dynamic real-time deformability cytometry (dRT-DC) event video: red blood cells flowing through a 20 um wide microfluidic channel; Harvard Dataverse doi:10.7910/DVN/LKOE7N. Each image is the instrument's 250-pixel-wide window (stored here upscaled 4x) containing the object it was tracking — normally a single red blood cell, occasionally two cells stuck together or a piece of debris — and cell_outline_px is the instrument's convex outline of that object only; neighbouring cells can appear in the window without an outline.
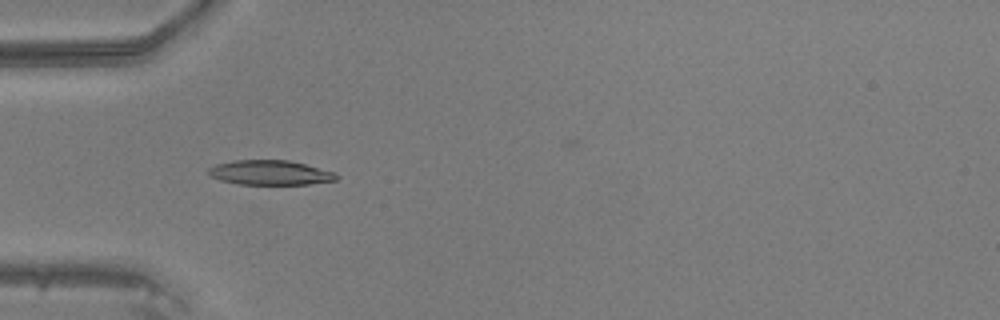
{"species": "common noctule bat (a hibernating species)", "species_latin": "Nyctalus noctula", "temperature_condition": "warm", "stored_images_in_passage": 23, "camera_frame_rate_fps": 3000, "um_per_image_px": 0.085, "animal": {"sex": "male", "body_mass_g": 20.5, "forearm_length_mm": 52.5}, "frame": {"image": 1, "passage_image": 1, "time_ms": 0.0, "image_size_px": [1000, 320], "cell_outline_px": [[336, 180], [308, 184], [236, 184], [220, 180], [208, 176], [208, 168], [216, 164], [236, 160], [288, 160], [336, 172]], "centroid_in_image_um": [22.91, 14.67], "position_along_channel_um": 62.1, "area_um2": 18.32}}
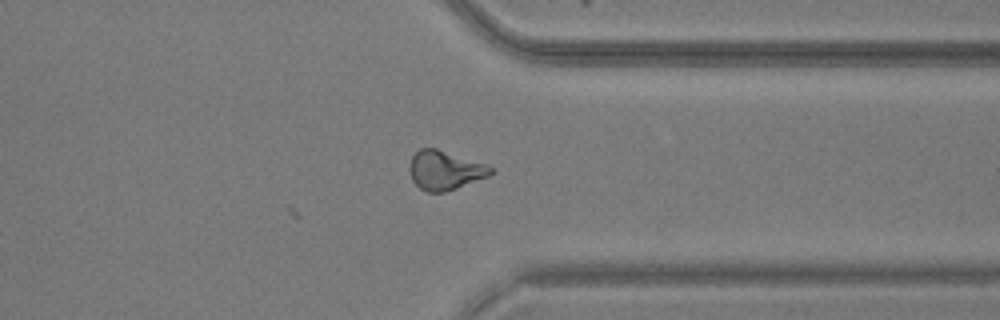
{"frame": {"image": 2, "passage_image": 23, "time_ms": 7.333, "image_size_px": [1000, 320], "cell_outline_px": [[496, 172], [488, 176], [456, 188], [444, 192], [428, 192], [420, 188], [412, 180], [408, 172], [408, 168], [412, 156], [420, 148], [436, 148], [484, 164], [492, 168]], "centroid_in_image_um": [37.78, 14.47], "position_along_channel_um": 373.6, "area_um2": 18.32}}